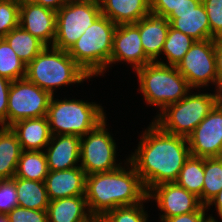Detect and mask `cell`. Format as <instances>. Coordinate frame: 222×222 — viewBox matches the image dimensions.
Returning a JSON list of instances; mask_svg holds the SVG:
<instances>
[{
  "label": "cell",
  "instance_id": "f1b7e54d",
  "mask_svg": "<svg viewBox=\"0 0 222 222\" xmlns=\"http://www.w3.org/2000/svg\"><path fill=\"white\" fill-rule=\"evenodd\" d=\"M222 189V157L204 158L202 204L207 203Z\"/></svg>",
  "mask_w": 222,
  "mask_h": 222
},
{
  "label": "cell",
  "instance_id": "44dd1931",
  "mask_svg": "<svg viewBox=\"0 0 222 222\" xmlns=\"http://www.w3.org/2000/svg\"><path fill=\"white\" fill-rule=\"evenodd\" d=\"M100 9L116 25L137 23L151 13L150 0H102Z\"/></svg>",
  "mask_w": 222,
  "mask_h": 222
},
{
  "label": "cell",
  "instance_id": "4dcf8cb0",
  "mask_svg": "<svg viewBox=\"0 0 222 222\" xmlns=\"http://www.w3.org/2000/svg\"><path fill=\"white\" fill-rule=\"evenodd\" d=\"M142 205L143 202L133 206L117 207L98 220L99 222H148V214Z\"/></svg>",
  "mask_w": 222,
  "mask_h": 222
},
{
  "label": "cell",
  "instance_id": "5bb4252c",
  "mask_svg": "<svg viewBox=\"0 0 222 222\" xmlns=\"http://www.w3.org/2000/svg\"><path fill=\"white\" fill-rule=\"evenodd\" d=\"M170 26L195 41L210 39V24L202 0H188L167 17Z\"/></svg>",
  "mask_w": 222,
  "mask_h": 222
},
{
  "label": "cell",
  "instance_id": "ab89813d",
  "mask_svg": "<svg viewBox=\"0 0 222 222\" xmlns=\"http://www.w3.org/2000/svg\"><path fill=\"white\" fill-rule=\"evenodd\" d=\"M27 1L37 5H41L55 12H57L66 3L65 0H27Z\"/></svg>",
  "mask_w": 222,
  "mask_h": 222
},
{
  "label": "cell",
  "instance_id": "8fae6325",
  "mask_svg": "<svg viewBox=\"0 0 222 222\" xmlns=\"http://www.w3.org/2000/svg\"><path fill=\"white\" fill-rule=\"evenodd\" d=\"M176 68L190 88H201L218 81L214 39L195 41Z\"/></svg>",
  "mask_w": 222,
  "mask_h": 222
},
{
  "label": "cell",
  "instance_id": "6da1fadb",
  "mask_svg": "<svg viewBox=\"0 0 222 222\" xmlns=\"http://www.w3.org/2000/svg\"><path fill=\"white\" fill-rule=\"evenodd\" d=\"M150 125L128 158L147 192L154 186L176 182L191 155L186 137L169 134L153 122Z\"/></svg>",
  "mask_w": 222,
  "mask_h": 222
},
{
  "label": "cell",
  "instance_id": "bcb514c9",
  "mask_svg": "<svg viewBox=\"0 0 222 222\" xmlns=\"http://www.w3.org/2000/svg\"><path fill=\"white\" fill-rule=\"evenodd\" d=\"M91 222H99L97 218H94Z\"/></svg>",
  "mask_w": 222,
  "mask_h": 222
},
{
  "label": "cell",
  "instance_id": "9a60e30c",
  "mask_svg": "<svg viewBox=\"0 0 222 222\" xmlns=\"http://www.w3.org/2000/svg\"><path fill=\"white\" fill-rule=\"evenodd\" d=\"M125 61L137 70L152 61L143 50L139 28L134 24H119L114 33L110 64Z\"/></svg>",
  "mask_w": 222,
  "mask_h": 222
},
{
  "label": "cell",
  "instance_id": "3957f363",
  "mask_svg": "<svg viewBox=\"0 0 222 222\" xmlns=\"http://www.w3.org/2000/svg\"><path fill=\"white\" fill-rule=\"evenodd\" d=\"M26 78L54 95L56 87L83 83L90 76L65 50L46 46L27 66Z\"/></svg>",
  "mask_w": 222,
  "mask_h": 222
},
{
  "label": "cell",
  "instance_id": "b9f144b4",
  "mask_svg": "<svg viewBox=\"0 0 222 222\" xmlns=\"http://www.w3.org/2000/svg\"><path fill=\"white\" fill-rule=\"evenodd\" d=\"M215 92L216 105L222 107V79H218Z\"/></svg>",
  "mask_w": 222,
  "mask_h": 222
},
{
  "label": "cell",
  "instance_id": "9c48e42d",
  "mask_svg": "<svg viewBox=\"0 0 222 222\" xmlns=\"http://www.w3.org/2000/svg\"><path fill=\"white\" fill-rule=\"evenodd\" d=\"M85 138V139H84ZM116 143L106 129V119L81 137L79 165L86 175L116 170Z\"/></svg>",
  "mask_w": 222,
  "mask_h": 222
},
{
  "label": "cell",
  "instance_id": "484cf974",
  "mask_svg": "<svg viewBox=\"0 0 222 222\" xmlns=\"http://www.w3.org/2000/svg\"><path fill=\"white\" fill-rule=\"evenodd\" d=\"M49 173L44 151H22L14 177L45 181Z\"/></svg>",
  "mask_w": 222,
  "mask_h": 222
},
{
  "label": "cell",
  "instance_id": "2e32d148",
  "mask_svg": "<svg viewBox=\"0 0 222 222\" xmlns=\"http://www.w3.org/2000/svg\"><path fill=\"white\" fill-rule=\"evenodd\" d=\"M19 26L46 46H53L56 34V12L27 0H20Z\"/></svg>",
  "mask_w": 222,
  "mask_h": 222
},
{
  "label": "cell",
  "instance_id": "f6af8a7d",
  "mask_svg": "<svg viewBox=\"0 0 222 222\" xmlns=\"http://www.w3.org/2000/svg\"><path fill=\"white\" fill-rule=\"evenodd\" d=\"M205 222H218V220L216 221V220L214 219V217H212V216L209 215L208 219H207Z\"/></svg>",
  "mask_w": 222,
  "mask_h": 222
},
{
  "label": "cell",
  "instance_id": "7bdbcfd3",
  "mask_svg": "<svg viewBox=\"0 0 222 222\" xmlns=\"http://www.w3.org/2000/svg\"><path fill=\"white\" fill-rule=\"evenodd\" d=\"M66 3H90L100 5L102 0H65Z\"/></svg>",
  "mask_w": 222,
  "mask_h": 222
},
{
  "label": "cell",
  "instance_id": "4316f807",
  "mask_svg": "<svg viewBox=\"0 0 222 222\" xmlns=\"http://www.w3.org/2000/svg\"><path fill=\"white\" fill-rule=\"evenodd\" d=\"M176 183L195 194L202 203L204 183V157L190 155L180 170Z\"/></svg>",
  "mask_w": 222,
  "mask_h": 222
},
{
  "label": "cell",
  "instance_id": "7c38bea8",
  "mask_svg": "<svg viewBox=\"0 0 222 222\" xmlns=\"http://www.w3.org/2000/svg\"><path fill=\"white\" fill-rule=\"evenodd\" d=\"M187 139L192 156L222 157V107L215 105Z\"/></svg>",
  "mask_w": 222,
  "mask_h": 222
},
{
  "label": "cell",
  "instance_id": "ffe728a7",
  "mask_svg": "<svg viewBox=\"0 0 222 222\" xmlns=\"http://www.w3.org/2000/svg\"><path fill=\"white\" fill-rule=\"evenodd\" d=\"M10 128L24 151H43L52 136L46 116L23 119L12 124Z\"/></svg>",
  "mask_w": 222,
  "mask_h": 222
},
{
  "label": "cell",
  "instance_id": "ba28073f",
  "mask_svg": "<svg viewBox=\"0 0 222 222\" xmlns=\"http://www.w3.org/2000/svg\"><path fill=\"white\" fill-rule=\"evenodd\" d=\"M52 95L26 77L11 82L8 93L7 127L17 121L47 115Z\"/></svg>",
  "mask_w": 222,
  "mask_h": 222
},
{
  "label": "cell",
  "instance_id": "4fadbf2b",
  "mask_svg": "<svg viewBox=\"0 0 222 222\" xmlns=\"http://www.w3.org/2000/svg\"><path fill=\"white\" fill-rule=\"evenodd\" d=\"M147 197L148 200L155 199L159 210L164 212L160 219L194 212L203 205L195 194L188 192L176 182L152 187Z\"/></svg>",
  "mask_w": 222,
  "mask_h": 222
},
{
  "label": "cell",
  "instance_id": "d4e9b609",
  "mask_svg": "<svg viewBox=\"0 0 222 222\" xmlns=\"http://www.w3.org/2000/svg\"><path fill=\"white\" fill-rule=\"evenodd\" d=\"M3 39L26 65L46 47L42 41L20 26L11 30Z\"/></svg>",
  "mask_w": 222,
  "mask_h": 222
},
{
  "label": "cell",
  "instance_id": "7a4b0ae2",
  "mask_svg": "<svg viewBox=\"0 0 222 222\" xmlns=\"http://www.w3.org/2000/svg\"><path fill=\"white\" fill-rule=\"evenodd\" d=\"M126 160L132 169L120 166L110 172L86 175L85 198L94 218L99 219L117 207L133 206L148 200L140 176Z\"/></svg>",
  "mask_w": 222,
  "mask_h": 222
},
{
  "label": "cell",
  "instance_id": "e0dca14e",
  "mask_svg": "<svg viewBox=\"0 0 222 222\" xmlns=\"http://www.w3.org/2000/svg\"><path fill=\"white\" fill-rule=\"evenodd\" d=\"M45 152L49 171L78 167L81 137L78 135H52Z\"/></svg>",
  "mask_w": 222,
  "mask_h": 222
},
{
  "label": "cell",
  "instance_id": "52a82bcc",
  "mask_svg": "<svg viewBox=\"0 0 222 222\" xmlns=\"http://www.w3.org/2000/svg\"><path fill=\"white\" fill-rule=\"evenodd\" d=\"M189 94L160 111L153 123L169 134L187 138L216 105L215 94Z\"/></svg>",
  "mask_w": 222,
  "mask_h": 222
},
{
  "label": "cell",
  "instance_id": "74e56055",
  "mask_svg": "<svg viewBox=\"0 0 222 222\" xmlns=\"http://www.w3.org/2000/svg\"><path fill=\"white\" fill-rule=\"evenodd\" d=\"M207 210L205 205H202L197 211L187 214L176 215L167 219H160L161 222H205V211Z\"/></svg>",
  "mask_w": 222,
  "mask_h": 222
},
{
  "label": "cell",
  "instance_id": "f35d334b",
  "mask_svg": "<svg viewBox=\"0 0 222 222\" xmlns=\"http://www.w3.org/2000/svg\"><path fill=\"white\" fill-rule=\"evenodd\" d=\"M214 52L218 79H222V36L214 39Z\"/></svg>",
  "mask_w": 222,
  "mask_h": 222
},
{
  "label": "cell",
  "instance_id": "ee69618b",
  "mask_svg": "<svg viewBox=\"0 0 222 222\" xmlns=\"http://www.w3.org/2000/svg\"><path fill=\"white\" fill-rule=\"evenodd\" d=\"M0 222H10L7 214H0Z\"/></svg>",
  "mask_w": 222,
  "mask_h": 222
},
{
  "label": "cell",
  "instance_id": "7402d4cb",
  "mask_svg": "<svg viewBox=\"0 0 222 222\" xmlns=\"http://www.w3.org/2000/svg\"><path fill=\"white\" fill-rule=\"evenodd\" d=\"M46 211L48 222H91L94 219L88 210L85 195L49 201Z\"/></svg>",
  "mask_w": 222,
  "mask_h": 222
},
{
  "label": "cell",
  "instance_id": "cb8c5ba5",
  "mask_svg": "<svg viewBox=\"0 0 222 222\" xmlns=\"http://www.w3.org/2000/svg\"><path fill=\"white\" fill-rule=\"evenodd\" d=\"M18 206L22 208L47 210L49 198L44 181L14 177Z\"/></svg>",
  "mask_w": 222,
  "mask_h": 222
},
{
  "label": "cell",
  "instance_id": "83f0119b",
  "mask_svg": "<svg viewBox=\"0 0 222 222\" xmlns=\"http://www.w3.org/2000/svg\"><path fill=\"white\" fill-rule=\"evenodd\" d=\"M194 42L193 38L170 26L162 50L166 55L168 64L159 60L156 62L163 65L177 66Z\"/></svg>",
  "mask_w": 222,
  "mask_h": 222
},
{
  "label": "cell",
  "instance_id": "60d3db41",
  "mask_svg": "<svg viewBox=\"0 0 222 222\" xmlns=\"http://www.w3.org/2000/svg\"><path fill=\"white\" fill-rule=\"evenodd\" d=\"M212 204L215 205L219 217L222 219V189L206 205L208 209Z\"/></svg>",
  "mask_w": 222,
  "mask_h": 222
},
{
  "label": "cell",
  "instance_id": "603a6c76",
  "mask_svg": "<svg viewBox=\"0 0 222 222\" xmlns=\"http://www.w3.org/2000/svg\"><path fill=\"white\" fill-rule=\"evenodd\" d=\"M22 147L16 134L10 127L0 128V179H11L15 176L17 163Z\"/></svg>",
  "mask_w": 222,
  "mask_h": 222
},
{
  "label": "cell",
  "instance_id": "e575fe53",
  "mask_svg": "<svg viewBox=\"0 0 222 222\" xmlns=\"http://www.w3.org/2000/svg\"><path fill=\"white\" fill-rule=\"evenodd\" d=\"M10 222H48L46 210L15 207L7 214Z\"/></svg>",
  "mask_w": 222,
  "mask_h": 222
},
{
  "label": "cell",
  "instance_id": "d6986e66",
  "mask_svg": "<svg viewBox=\"0 0 222 222\" xmlns=\"http://www.w3.org/2000/svg\"><path fill=\"white\" fill-rule=\"evenodd\" d=\"M134 24L139 28L145 55L152 62H156L158 56L162 54L164 42L170 28L169 21L166 17L149 13Z\"/></svg>",
  "mask_w": 222,
  "mask_h": 222
},
{
  "label": "cell",
  "instance_id": "8d00e7d4",
  "mask_svg": "<svg viewBox=\"0 0 222 222\" xmlns=\"http://www.w3.org/2000/svg\"><path fill=\"white\" fill-rule=\"evenodd\" d=\"M11 80L0 76V126L7 127L8 93Z\"/></svg>",
  "mask_w": 222,
  "mask_h": 222
},
{
  "label": "cell",
  "instance_id": "277c9868",
  "mask_svg": "<svg viewBox=\"0 0 222 222\" xmlns=\"http://www.w3.org/2000/svg\"><path fill=\"white\" fill-rule=\"evenodd\" d=\"M116 28V24L101 14L67 51L90 77L103 74L110 65Z\"/></svg>",
  "mask_w": 222,
  "mask_h": 222
},
{
  "label": "cell",
  "instance_id": "836d02e7",
  "mask_svg": "<svg viewBox=\"0 0 222 222\" xmlns=\"http://www.w3.org/2000/svg\"><path fill=\"white\" fill-rule=\"evenodd\" d=\"M18 206V196L14 177L0 179V214H8Z\"/></svg>",
  "mask_w": 222,
  "mask_h": 222
},
{
  "label": "cell",
  "instance_id": "ac0fdd59",
  "mask_svg": "<svg viewBox=\"0 0 222 222\" xmlns=\"http://www.w3.org/2000/svg\"><path fill=\"white\" fill-rule=\"evenodd\" d=\"M44 182L49 201L85 195L86 174L80 166L49 171Z\"/></svg>",
  "mask_w": 222,
  "mask_h": 222
},
{
  "label": "cell",
  "instance_id": "f546056e",
  "mask_svg": "<svg viewBox=\"0 0 222 222\" xmlns=\"http://www.w3.org/2000/svg\"><path fill=\"white\" fill-rule=\"evenodd\" d=\"M26 66L9 44L0 38V76L11 81L25 78Z\"/></svg>",
  "mask_w": 222,
  "mask_h": 222
},
{
  "label": "cell",
  "instance_id": "5b68a950",
  "mask_svg": "<svg viewBox=\"0 0 222 222\" xmlns=\"http://www.w3.org/2000/svg\"><path fill=\"white\" fill-rule=\"evenodd\" d=\"M52 135L84 136L106 119L101 105L82 100L54 99L52 95L47 115Z\"/></svg>",
  "mask_w": 222,
  "mask_h": 222
},
{
  "label": "cell",
  "instance_id": "8992f818",
  "mask_svg": "<svg viewBox=\"0 0 222 222\" xmlns=\"http://www.w3.org/2000/svg\"><path fill=\"white\" fill-rule=\"evenodd\" d=\"M144 100L150 105L160 107L177 103L191 91L187 80L176 66L151 62L135 70Z\"/></svg>",
  "mask_w": 222,
  "mask_h": 222
},
{
  "label": "cell",
  "instance_id": "1f68e13d",
  "mask_svg": "<svg viewBox=\"0 0 222 222\" xmlns=\"http://www.w3.org/2000/svg\"><path fill=\"white\" fill-rule=\"evenodd\" d=\"M20 0H0V38L19 26Z\"/></svg>",
  "mask_w": 222,
  "mask_h": 222
},
{
  "label": "cell",
  "instance_id": "d590c367",
  "mask_svg": "<svg viewBox=\"0 0 222 222\" xmlns=\"http://www.w3.org/2000/svg\"><path fill=\"white\" fill-rule=\"evenodd\" d=\"M188 0H150L151 13L168 17L174 9L180 7Z\"/></svg>",
  "mask_w": 222,
  "mask_h": 222
},
{
  "label": "cell",
  "instance_id": "d6a6232c",
  "mask_svg": "<svg viewBox=\"0 0 222 222\" xmlns=\"http://www.w3.org/2000/svg\"><path fill=\"white\" fill-rule=\"evenodd\" d=\"M210 24V39L222 36V0H202Z\"/></svg>",
  "mask_w": 222,
  "mask_h": 222
},
{
  "label": "cell",
  "instance_id": "30bf717a",
  "mask_svg": "<svg viewBox=\"0 0 222 222\" xmlns=\"http://www.w3.org/2000/svg\"><path fill=\"white\" fill-rule=\"evenodd\" d=\"M101 14L100 5L65 3L56 12V34L52 47L68 51Z\"/></svg>",
  "mask_w": 222,
  "mask_h": 222
}]
</instances>
